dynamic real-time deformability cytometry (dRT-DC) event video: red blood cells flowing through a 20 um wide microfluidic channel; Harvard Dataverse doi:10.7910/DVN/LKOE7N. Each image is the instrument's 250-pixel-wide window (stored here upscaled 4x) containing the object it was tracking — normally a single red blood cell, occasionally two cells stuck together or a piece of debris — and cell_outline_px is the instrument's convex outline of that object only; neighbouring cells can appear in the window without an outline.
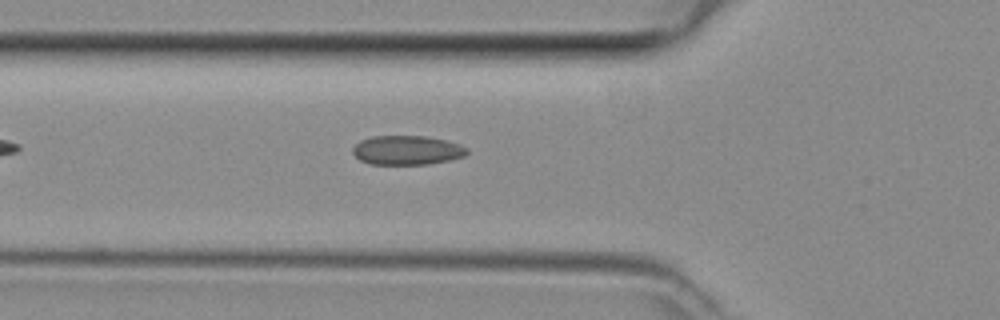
{"species": "common noctule bat (a hibernating species)", "species_latin": "Nyctalus noctula", "temperature_condition": "room temperature", "stored_images_in_passage": 2, "camera_frame_rate_fps": 3000, "um_per_image_px": 0.085, "animal": {"sex": "female", "body_mass_g": 29.2, "forearm_length_mm": 56.3}, "frame": {"image": 1, "passage_image": 2, "time_ms": 0.333, "image_size_px": [1000, 320], "cell_outline_px": [[468, 152], [464, 156], [448, 160], [428, 164], [368, 164], [360, 160], [352, 152], [352, 148], [360, 140], [372, 136], [424, 136], [444, 140], [460, 144], [468, 148]], "centroid_in_image_um": [34.58, 12.76], "position_along_channel_um": 91.2, "area_um2": 19.42}}